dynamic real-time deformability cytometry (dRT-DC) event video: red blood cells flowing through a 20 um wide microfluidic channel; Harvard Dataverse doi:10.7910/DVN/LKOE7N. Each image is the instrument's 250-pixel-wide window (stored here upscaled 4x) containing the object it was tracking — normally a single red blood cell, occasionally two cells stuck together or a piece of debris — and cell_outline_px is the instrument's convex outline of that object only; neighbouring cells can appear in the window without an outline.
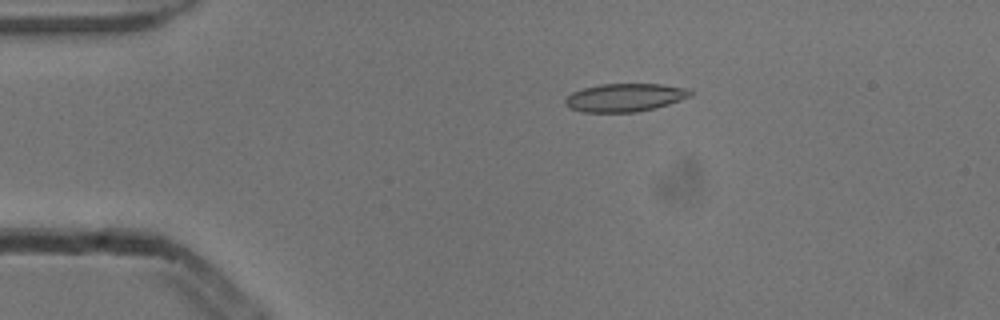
{"species": "common noctule bat (a hibernating species)", "species_latin": "Nyctalus noctula", "temperature_condition": "cold", "stored_images_in_passage": 4, "camera_frame_rate_fps": 3000, "um_per_image_px": 0.085, "animal": {"sex": "male", "body_mass_g": 13.3}, "frame": {"image": 1, "passage_image": 2, "time_ms": 0.333, "image_size_px": [1000, 320], "cell_outline_px": [[692, 96], [656, 108], [636, 112], [584, 112], [568, 108], [564, 104], [564, 100], [572, 92], [584, 88], [600, 84], [660, 84], [688, 88], [692, 92]], "centroid_in_image_um": [53.11, 8.29], "position_along_channel_um": 31.9, "area_um2": 20.58}}